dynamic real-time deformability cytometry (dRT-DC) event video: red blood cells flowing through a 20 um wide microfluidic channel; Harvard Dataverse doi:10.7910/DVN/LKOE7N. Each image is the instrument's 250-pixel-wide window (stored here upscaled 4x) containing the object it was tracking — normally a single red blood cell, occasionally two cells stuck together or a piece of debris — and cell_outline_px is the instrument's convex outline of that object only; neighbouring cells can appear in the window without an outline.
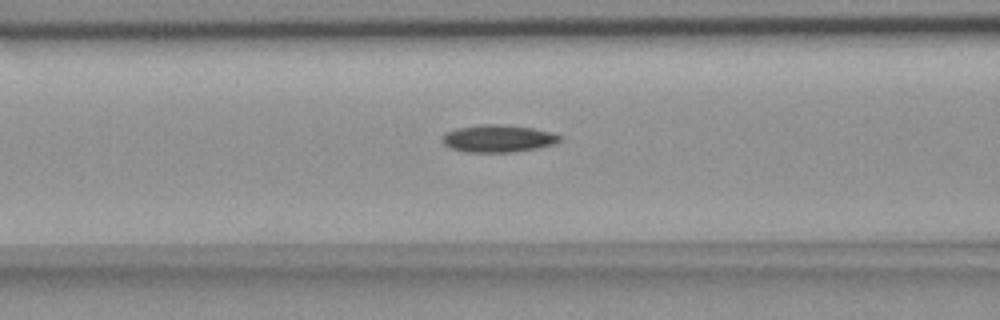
{"species": "common noctule bat (a hibernating species)", "species_latin": "Nyctalus noctula", "temperature_condition": "room temperature", "stored_images_in_passage": 34, "camera_frame_rate_fps": 3000, "um_per_image_px": 0.085, "animal": {"sex": "female", "body_mass_g": 18.4}, "frame": {"image": 1, "passage_image": 8, "time_ms": 2.333, "image_size_px": [1000, 320], "cell_outline_px": [[564, 136], [560, 140], [552, 144], [536, 148], [512, 152], [464, 152], [448, 148], [440, 140], [444, 132], [456, 128], [484, 124], [500, 124], [532, 128], [552, 132]], "centroid_in_image_um": [42.28, 11.77], "position_along_channel_um": 124.3, "area_um2": 18.9}}
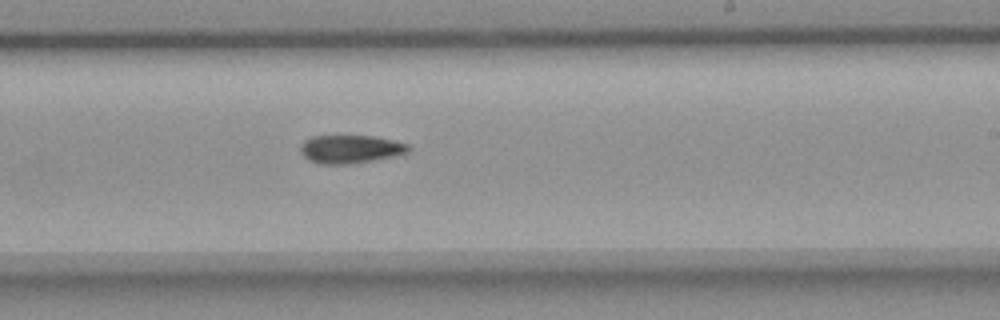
{"frame": {"image": 2, "passage_image": 19, "time_ms": 6.0, "image_size_px": [1000, 320], "cell_outline_px": [[412, 148], [408, 152], [372, 160], [348, 164], [316, 164], [308, 160], [300, 152], [300, 148], [304, 140], [312, 136], [372, 136], [392, 140], [408, 144]], "centroid_in_image_um": [29.73, 12.67], "position_along_channel_um": 259.3, "area_um2": 17.63}}
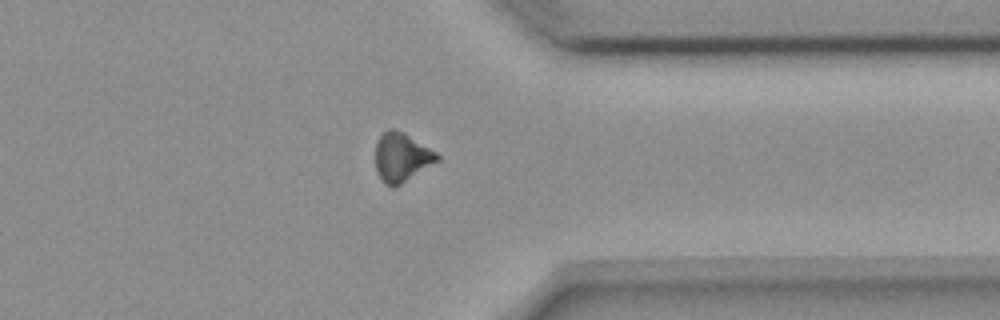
{"frame": {"image": 3, "passage_image": 29, "time_ms": 9.333, "image_size_px": [1000, 320], "cell_outline_px": [[440, 160], [400, 184], [392, 188], [384, 184], [380, 180], [376, 172], [376, 140], [388, 128], [392, 128], [404, 132], [436, 152], [440, 156]], "centroid_in_image_um": [34.11, 13.37], "position_along_channel_um": 377.3, "area_um2": 17.69}}